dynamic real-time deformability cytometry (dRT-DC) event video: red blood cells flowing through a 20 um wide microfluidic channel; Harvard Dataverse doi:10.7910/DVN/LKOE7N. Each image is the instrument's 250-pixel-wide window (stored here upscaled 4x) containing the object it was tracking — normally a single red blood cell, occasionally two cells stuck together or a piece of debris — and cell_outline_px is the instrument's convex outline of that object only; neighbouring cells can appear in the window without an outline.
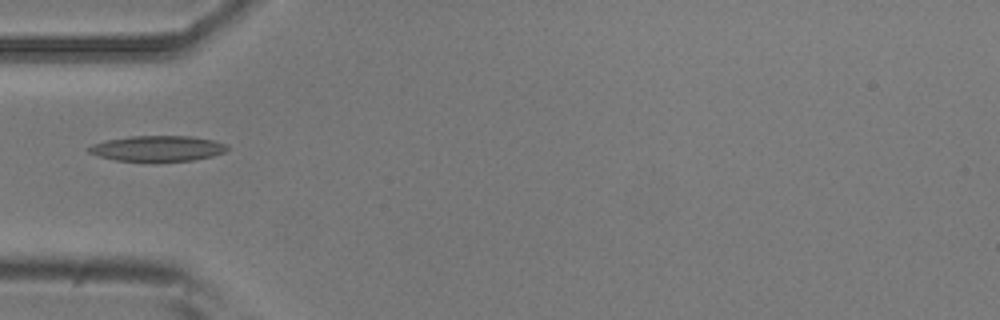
{"species": "common noctule bat (a hibernating species)", "species_latin": "Nyctalus noctula", "temperature_condition": "room temperature", "stored_images_in_passage": 6, "camera_frame_rate_fps": 3000, "um_per_image_px": 0.085, "animal": {"sex": "male", "body_mass_g": 20.5, "forearm_length_mm": 52.5}, "frame": {"image": 1, "passage_image": 5, "time_ms": 1.333, "image_size_px": [1000, 320], "cell_outline_px": [[228, 148], [224, 152], [212, 156], [192, 160], [116, 160], [100, 156], [88, 152], [88, 148], [92, 144], [108, 140], [132, 136], [192, 136], [212, 140], [228, 144]], "centroid_in_image_um": [13.42, 12.6], "position_along_channel_um": 71.6, "area_um2": 20.11}}
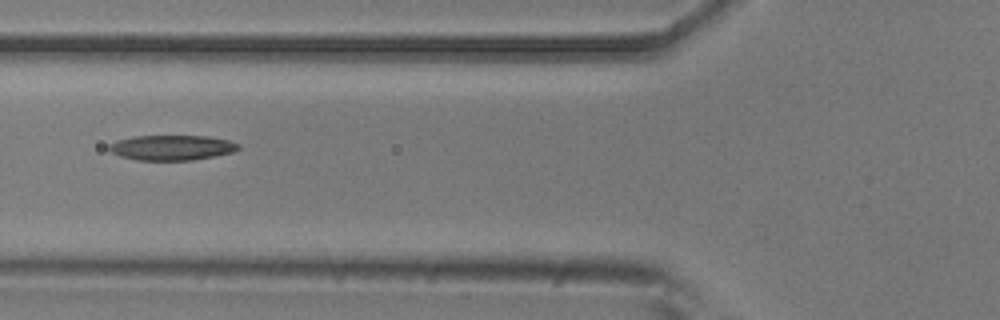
{"frame": {"image": 2, "passage_image": 6, "time_ms": 1.667, "image_size_px": [1000, 320], "cell_outline_px": [[240, 148], [232, 152], [192, 160], [136, 160], [120, 156], [112, 152], [108, 148], [108, 144], [116, 140], [132, 136], [208, 136], [228, 140], [240, 144]], "centroid_in_image_um": [14.57, 12.54], "position_along_channel_um": 111.2, "area_um2": 18.9}}